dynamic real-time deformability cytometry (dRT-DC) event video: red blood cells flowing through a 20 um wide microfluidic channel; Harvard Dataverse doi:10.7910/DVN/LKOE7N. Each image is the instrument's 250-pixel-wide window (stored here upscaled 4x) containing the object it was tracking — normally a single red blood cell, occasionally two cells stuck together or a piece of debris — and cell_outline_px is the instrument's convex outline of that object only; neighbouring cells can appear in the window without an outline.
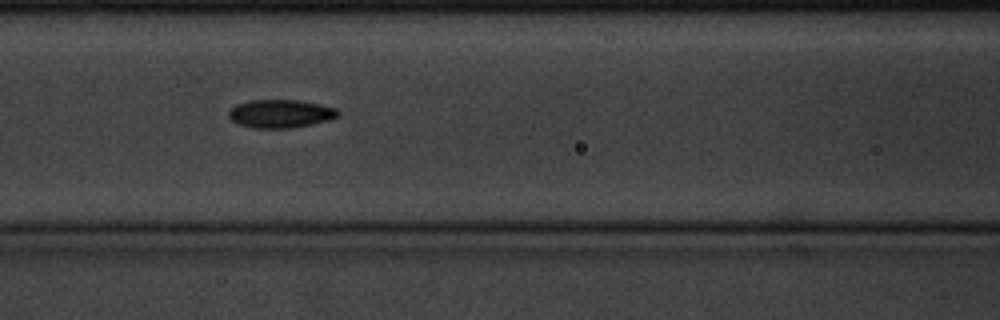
{"species": "common noctule bat (a hibernating species)", "species_latin": "Nyctalus noctula", "temperature_condition": "cold", "stored_images_in_passage": 9, "camera_frame_rate_fps": 3000, "um_per_image_px": 0.085, "animal": {"sex": "male", "body_mass_g": 20.1, "forearm_length_mm": 53.5}, "frame": {"image": 1, "passage_image": 7, "time_ms": 2.0, "image_size_px": [1000, 320], "cell_outline_px": [[340, 112], [332, 120], [292, 128], [252, 128], [240, 124], [232, 120], [228, 116], [228, 112], [236, 104], [248, 100], [296, 100], [320, 104], [336, 108]], "centroid_in_image_um": [23.85, 9.66], "position_along_channel_um": 142.8, "area_um2": 18.03}}
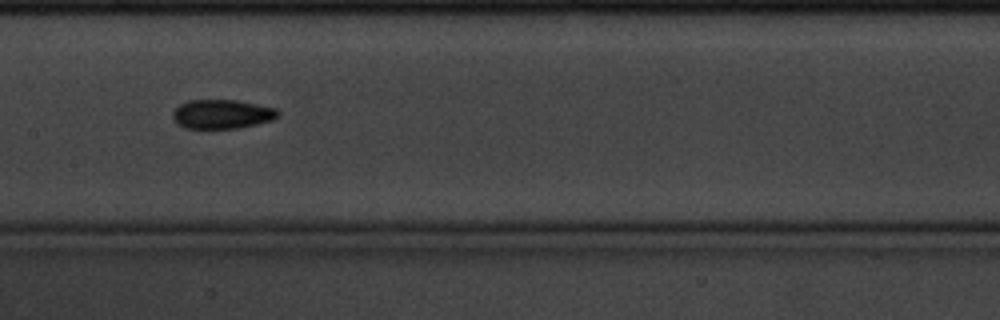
{"frame": {"image": 2, "passage_image": 8, "time_ms": 2.333, "image_size_px": [1000, 320], "cell_outline_px": [[280, 116], [272, 120], [256, 124], [236, 128], [184, 128], [176, 124], [172, 116], [172, 112], [180, 104], [188, 100], [236, 100], [276, 108], [280, 112]], "centroid_in_image_um": [18.86, 9.7], "position_along_channel_um": 188.5, "area_um2": 17.92}}